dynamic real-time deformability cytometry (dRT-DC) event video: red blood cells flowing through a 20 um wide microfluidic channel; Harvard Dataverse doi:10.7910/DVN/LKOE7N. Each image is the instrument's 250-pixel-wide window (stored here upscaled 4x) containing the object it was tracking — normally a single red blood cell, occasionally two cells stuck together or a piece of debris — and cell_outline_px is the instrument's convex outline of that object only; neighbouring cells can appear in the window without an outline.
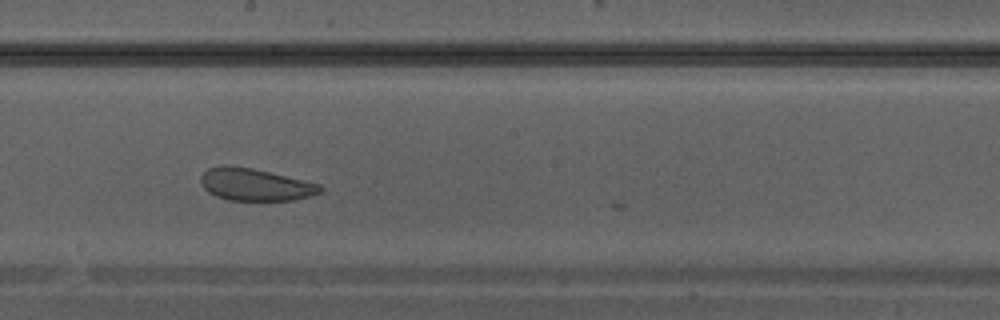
{"species": "Egyptian fruit bat (a non-hibernating species)", "species_latin": "Rousettus aegyptiacus", "temperature_condition": "warm", "stored_images_in_passage": 17, "camera_frame_rate_fps": 3000, "um_per_image_px": 0.085, "animal": {"sex": "male"}, "frame": {"image": 1, "passage_image": 16, "time_ms": 5.0, "image_size_px": [1000, 320], "cell_outline_px": [[324, 188], [320, 192], [308, 196], [292, 200], [228, 200], [216, 196], [208, 192], [200, 184], [200, 176], [208, 168], [220, 164], [228, 164], [252, 168], [320, 184]], "centroid_in_image_um": [21.62, 15.67], "position_along_channel_um": 226.6, "area_um2": 22.48}}